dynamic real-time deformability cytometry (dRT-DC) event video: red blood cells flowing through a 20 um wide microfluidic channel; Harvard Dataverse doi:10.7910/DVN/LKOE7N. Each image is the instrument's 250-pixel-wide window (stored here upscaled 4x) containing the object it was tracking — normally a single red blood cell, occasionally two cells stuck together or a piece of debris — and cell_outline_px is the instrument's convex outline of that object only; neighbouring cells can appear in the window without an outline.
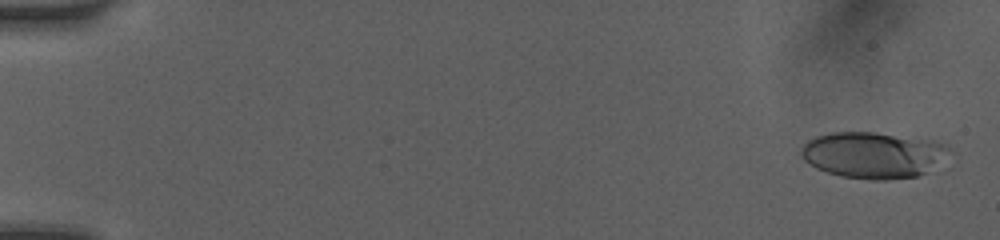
{"species": "human", "species_latin": "Homo sapiens", "temperature_condition": "room temperature", "stored_images_in_passage": 53, "camera_frame_rate_fps": 3000, "um_per_image_px": 0.085, "donor": {"sex": "female"}, "frame": {"image": 1, "passage_image": 1, "time_ms": 0.0, "image_size_px": [1000, 240], "cell_outline_px": [[948, 148], [924, 172], [916, 176], [888, 180], [872, 180], [840, 176], [816, 168], [804, 160], [800, 156], [800, 148], [808, 140], [816, 136], [832, 132], [876, 132], [928, 140], [948, 144]], "centroid_in_image_um": [74.06, 13.16], "position_along_channel_um": 10.9, "area_um2": 39.02}}
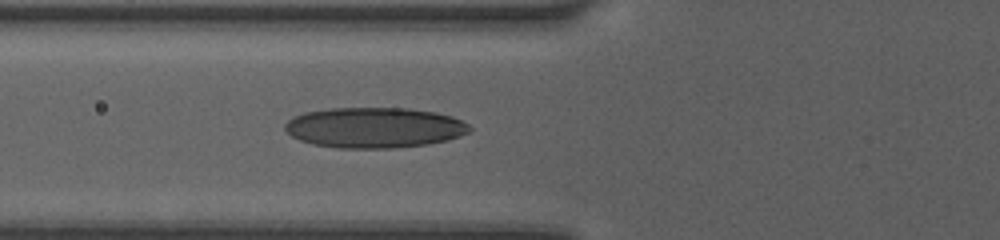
{"frame": {"image": 2, "passage_image": 32, "time_ms": 6.0, "image_size_px": [1000, 240], "cell_outline_px": [[472, 128], [468, 132], [460, 136], [448, 140], [428, 144], [392, 148], [340, 148], [312, 144], [300, 140], [292, 136], [284, 128], [284, 124], [292, 116], [304, 112], [332, 108], [408, 108], [436, 112], [452, 116], [468, 124]], "centroid_in_image_um": [31.81, 10.84], "position_along_channel_um": 94.0, "area_um2": 43.7}}
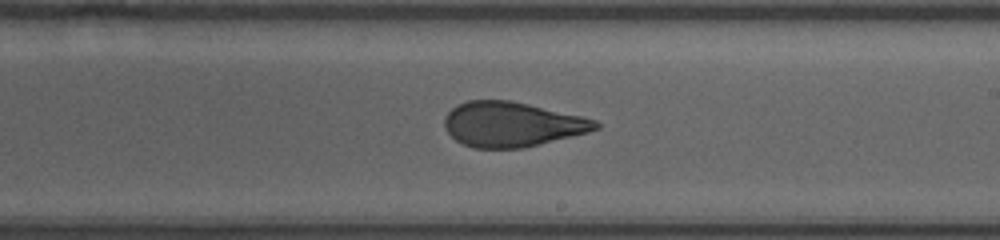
{"frame": {"image": 3, "passage_image": 52, "time_ms": 9.667, "image_size_px": [1000, 240], "cell_outline_px": [[600, 128], [588, 132], [524, 148], [472, 148], [456, 140], [444, 128], [444, 120], [448, 112], [456, 104], [468, 100], [512, 100], [580, 116], [596, 120], [600, 124]], "centroid_in_image_um": [43.49, 10.56], "position_along_channel_um": 245.5, "area_um2": 39.42}}